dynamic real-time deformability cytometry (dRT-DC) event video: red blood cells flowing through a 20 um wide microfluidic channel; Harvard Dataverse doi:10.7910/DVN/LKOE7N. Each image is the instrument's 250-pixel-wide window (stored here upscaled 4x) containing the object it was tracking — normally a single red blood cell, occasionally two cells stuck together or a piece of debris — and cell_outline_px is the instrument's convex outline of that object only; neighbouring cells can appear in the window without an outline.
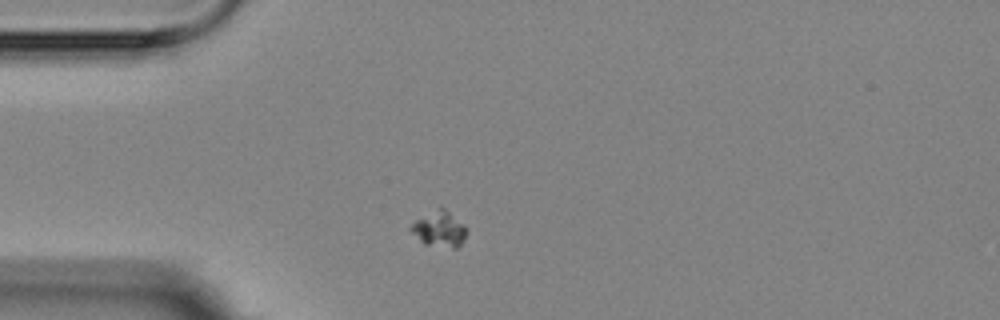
{"species": "Egyptian fruit bat (a non-hibernating species)", "species_latin": "Rousettus aegyptiacus", "temperature_condition": "room temperature", "stored_images_in_passage": 3, "camera_frame_rate_fps": 3000, "um_per_image_px": 0.085, "animal": {"sex": "female"}, "frame": {"image": 1, "passage_image": 1, "time_ms": 0.0, "image_size_px": [1000, 320], "cell_outline_px": [[468, 232], [464, 240], [456, 248], [452, 248], [424, 244], [408, 228], [416, 220], [440, 204], [464, 224], [468, 228]], "centroid_in_image_um": [37.38, 19.43], "position_along_channel_um": 47.6, "area_um2": 11.79}}
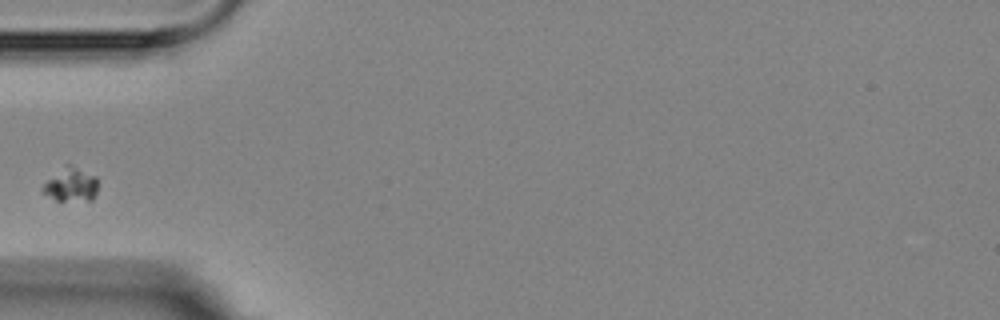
{"frame": {"image": 2, "passage_image": 2, "time_ms": 1.333, "image_size_px": [1000, 320], "cell_outline_px": [[96, 196], [92, 200], [56, 200], [40, 192], [40, 188], [48, 180], [68, 164], [72, 164], [96, 176]], "centroid_in_image_um": [6.03, 15.71], "position_along_channel_um": 79.0, "area_um2": 10.69}}